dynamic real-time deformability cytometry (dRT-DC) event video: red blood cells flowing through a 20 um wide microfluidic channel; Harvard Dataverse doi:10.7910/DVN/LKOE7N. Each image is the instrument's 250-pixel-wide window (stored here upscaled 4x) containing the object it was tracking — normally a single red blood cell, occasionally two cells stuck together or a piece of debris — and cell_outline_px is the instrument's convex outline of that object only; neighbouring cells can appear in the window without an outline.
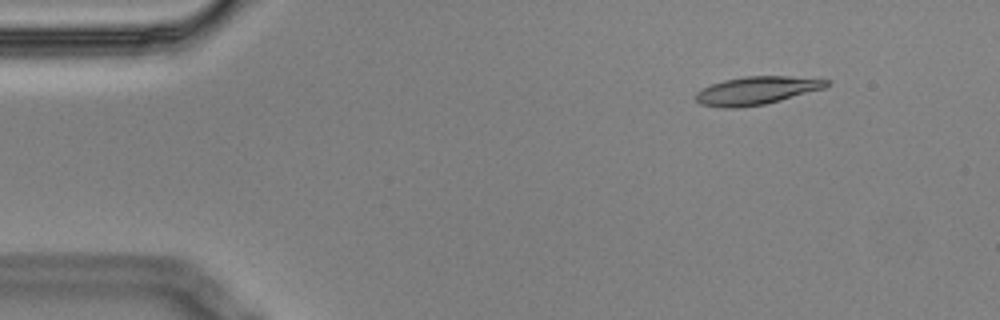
{"species": "Egyptian fruit bat (a non-hibernating species)", "species_latin": "Rousettus aegyptiacus", "temperature_condition": "cold", "stored_images_in_passage": 9, "camera_frame_rate_fps": 3000, "um_per_image_px": 0.085, "animal": {"sex": "male"}, "frame": {"image": 1, "passage_image": 2, "time_ms": 0.333, "image_size_px": [1000, 320], "cell_outline_px": [[832, 84], [824, 88], [780, 100], [764, 104], [740, 108], [724, 108], [700, 104], [692, 96], [700, 88], [724, 80], [744, 76], [788, 76], [832, 80]], "centroid_in_image_um": [64.28, 7.69], "position_along_channel_um": 20.7, "area_um2": 21.56}}
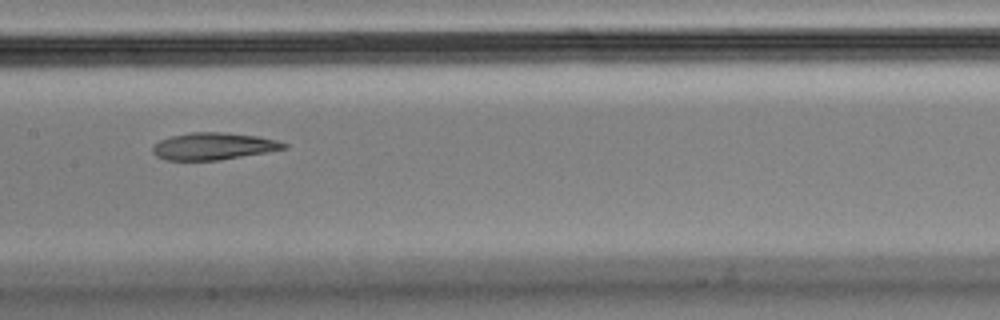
{"frame": {"image": 2, "passage_image": 8, "time_ms": 2.333, "image_size_px": [1000, 320], "cell_outline_px": [[288, 148], [220, 160], [164, 160], [156, 156], [152, 152], [152, 148], [160, 140], [172, 136], [192, 132], [224, 132], [260, 136], [276, 140], [288, 144]], "centroid_in_image_um": [18.16, 12.43], "position_along_channel_um": 189.2, "area_um2": 20.69}}
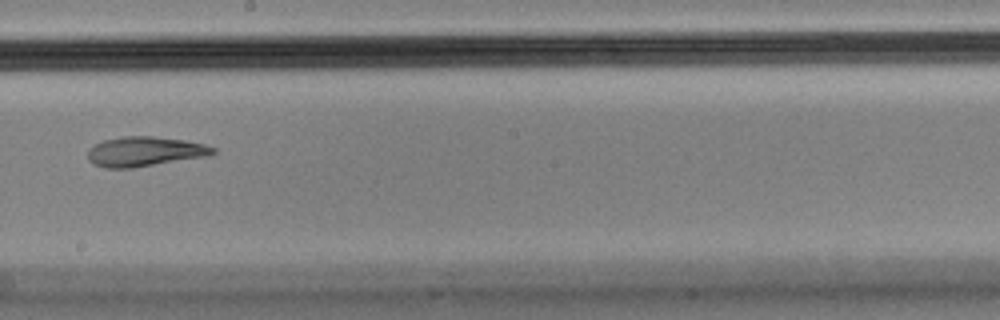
{"frame": {"image": 3, "passage_image": 9, "time_ms": 2.667, "image_size_px": [1000, 320], "cell_outline_px": [[216, 152], [208, 156], [132, 168], [104, 168], [92, 164], [88, 160], [88, 148], [104, 140], [124, 136], [152, 136], [184, 140], [204, 144], [216, 148]], "centroid_in_image_um": [12.29, 12.88], "position_along_channel_um": 235.9, "area_um2": 21.73}}